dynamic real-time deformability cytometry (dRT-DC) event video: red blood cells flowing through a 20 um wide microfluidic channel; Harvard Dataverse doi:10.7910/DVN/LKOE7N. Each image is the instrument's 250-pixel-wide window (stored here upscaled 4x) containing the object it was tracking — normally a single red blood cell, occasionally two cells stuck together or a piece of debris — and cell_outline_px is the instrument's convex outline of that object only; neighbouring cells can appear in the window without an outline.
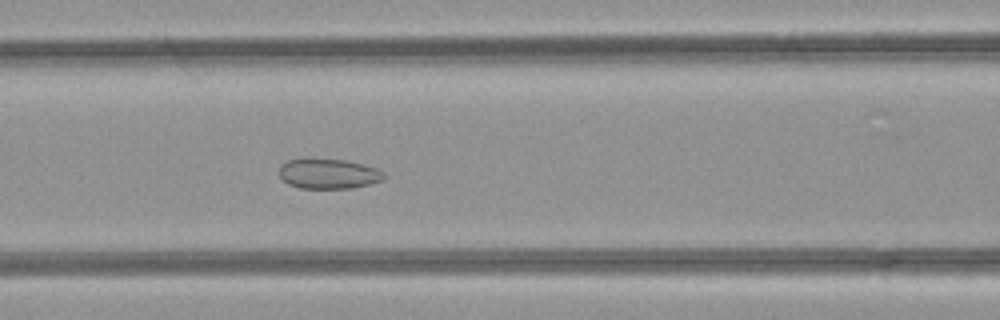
{"species": "common noctule bat (a hibernating species)", "species_latin": "Nyctalus noctula", "temperature_condition": "room temperature", "stored_images_in_passage": 49, "camera_frame_rate_fps": 3000, "um_per_image_px": 0.085, "animal": {"sex": "female", "body_mass_g": 21.9}, "frame": {"image": 1, "passage_image": 21, "time_ms": 6.667, "image_size_px": [1000, 320], "cell_outline_px": [[384, 180], [352, 188], [300, 188], [288, 184], [280, 176], [280, 164], [288, 160], [304, 156], [308, 156], [344, 160], [376, 168], [384, 172]], "centroid_in_image_um": [27.86, 14.73], "position_along_channel_um": 138.7, "area_um2": 18.73}}
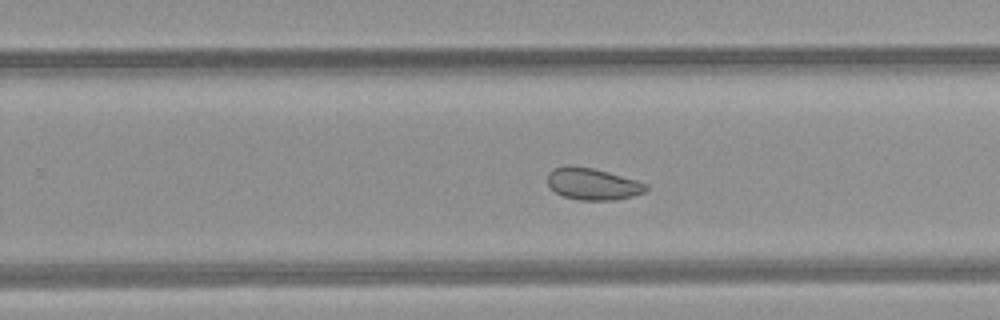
{"frame": {"image": 2, "passage_image": 31, "time_ms": 10.0, "image_size_px": [1000, 320], "cell_outline_px": [[648, 188], [644, 192], [632, 196], [616, 200], [580, 200], [564, 196], [556, 192], [548, 184], [548, 172], [552, 168], [568, 164], [592, 168], [608, 172], [636, 180], [648, 184]], "centroid_in_image_um": [50.36, 15.62], "position_along_channel_um": 279.4, "area_um2": 18.26}}
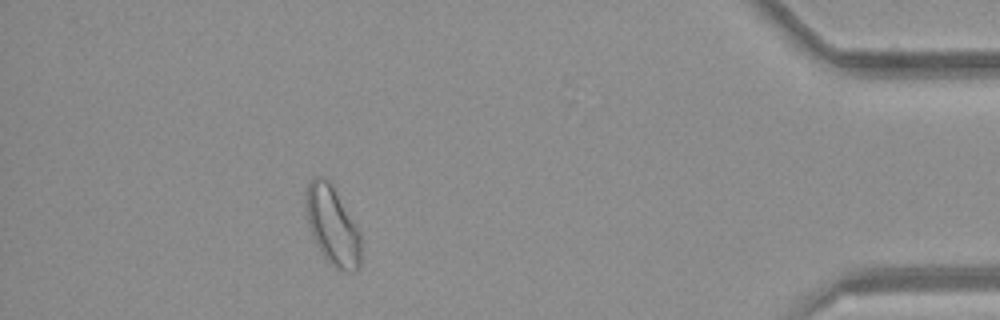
{"frame": {"image": 3, "passage_image": 44, "time_ms": 14.333, "image_size_px": [1000, 320], "cell_outline_px": [[360, 268], [356, 272], [348, 272], [336, 268], [320, 252], [316, 244], [308, 224], [304, 208], [304, 200], [308, 184], [312, 176], [324, 176], [328, 180], [360, 232]], "centroid_in_image_um": [28.23, 19.18], "position_along_channel_um": 407.0, "area_um2": 25.14}, "authors_computed_cell_mechanics": {"area_um2": 23.409, "velocity_mm_per_s": 4.2325, "shape_relaxation_time_tau1_ms": null, "shape_relaxation_time_tau2_ms": 1.5234, "deformation_change_tau1": null, "deformation_change_tau2": 0.0627}}